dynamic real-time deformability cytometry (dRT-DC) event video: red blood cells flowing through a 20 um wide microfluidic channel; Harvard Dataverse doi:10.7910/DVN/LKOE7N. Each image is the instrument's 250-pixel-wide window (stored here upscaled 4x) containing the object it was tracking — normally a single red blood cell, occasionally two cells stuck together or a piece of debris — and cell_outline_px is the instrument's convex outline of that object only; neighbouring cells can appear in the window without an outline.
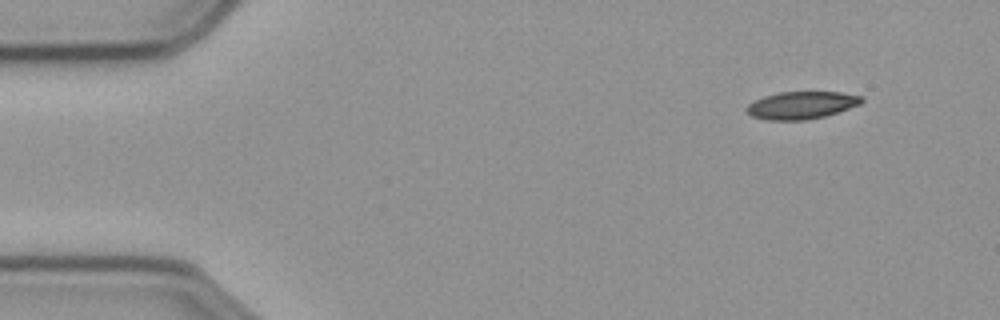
{"species": "common noctule bat (a hibernating species)", "species_latin": "Nyctalus noctula", "temperature_condition": "cold", "stored_images_in_passage": 52, "camera_frame_rate_fps": 3000, "um_per_image_px": 0.085, "animal": {"sex": "male", "body_mass_g": 23.1, "forearm_length_mm": 52.7}, "frame": {"image": 1, "passage_image": 1, "time_ms": 0.0, "image_size_px": [1000, 320], "cell_outline_px": [[864, 100], [860, 104], [824, 116], [808, 120], [764, 120], [752, 116], [748, 112], [748, 104], [764, 96], [780, 92], [840, 92], [864, 96]], "centroid_in_image_um": [68.15, 8.94], "position_along_channel_um": 16.9, "area_um2": 18.26}}
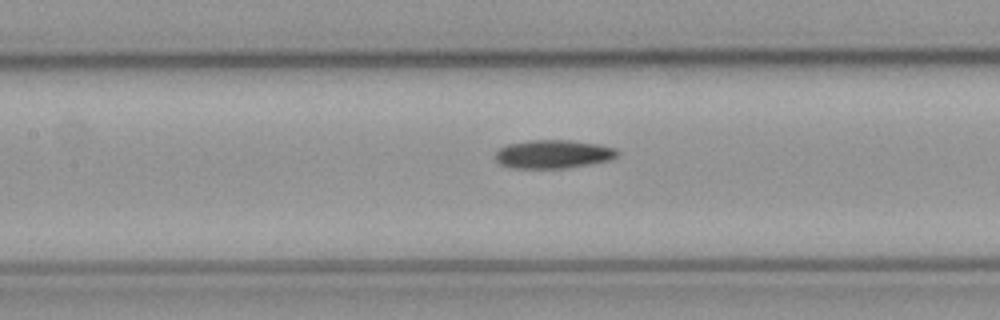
{"frame": {"image": 2, "passage_image": 21, "time_ms": 6.667, "image_size_px": [1000, 320], "cell_outline_px": [[620, 156], [608, 160], [564, 168], [516, 168], [500, 164], [496, 160], [496, 152], [500, 148], [508, 144], [528, 140], [572, 140], [596, 144], [616, 148], [620, 152]], "centroid_in_image_um": [47.04, 13.09], "position_along_channel_um": 160.4, "area_um2": 20.11}}
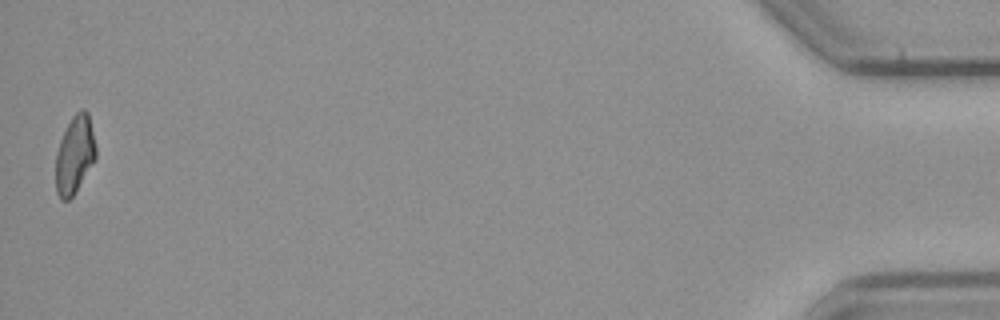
{"frame": {"image": 3, "passage_image": 52, "time_ms": 17.0, "image_size_px": [1000, 320], "cell_outline_px": [[96, 156], [76, 192], [68, 200], [60, 200], [56, 192], [56, 152], [60, 140], [72, 116], [80, 108], [84, 108], [88, 112], [96, 148]], "centroid_in_image_um": [6.34, 13.15], "position_along_channel_um": 428.9, "area_um2": 18.09}}